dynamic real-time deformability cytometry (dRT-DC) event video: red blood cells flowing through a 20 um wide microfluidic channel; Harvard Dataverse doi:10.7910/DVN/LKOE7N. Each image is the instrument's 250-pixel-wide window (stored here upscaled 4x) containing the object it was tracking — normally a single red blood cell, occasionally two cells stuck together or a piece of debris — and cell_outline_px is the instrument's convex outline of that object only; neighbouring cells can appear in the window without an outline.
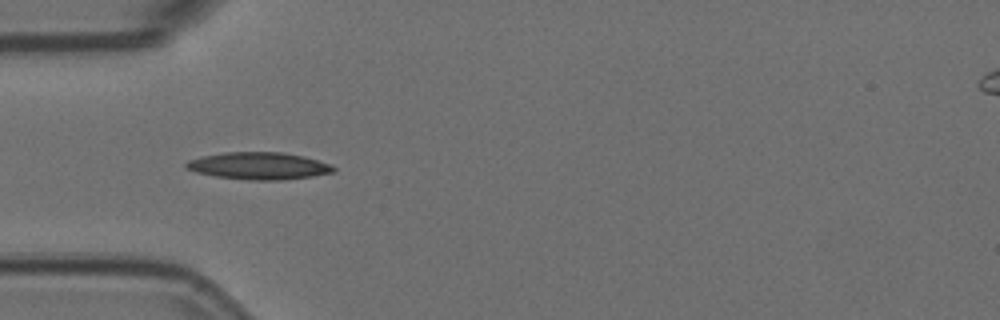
{"species": "Egyptian fruit bat (a non-hibernating species)", "species_latin": "Rousettus aegyptiacus", "temperature_condition": "room temperature", "stored_images_in_passage": 4, "camera_frame_rate_fps": 3000, "um_per_image_px": 0.085, "animal": {"sex": "female"}, "frame": {"image": 1, "passage_image": 3, "time_ms": 0.667, "image_size_px": [1000, 320], "cell_outline_px": [[336, 172], [312, 176], [280, 180], [252, 180], [216, 176], [196, 172], [184, 168], [184, 164], [188, 160], [200, 156], [224, 152], [284, 152], [304, 156], [328, 164], [336, 168]], "centroid_in_image_um": [21.96, 14.09], "position_along_channel_um": 63.0, "area_um2": 23.35}}
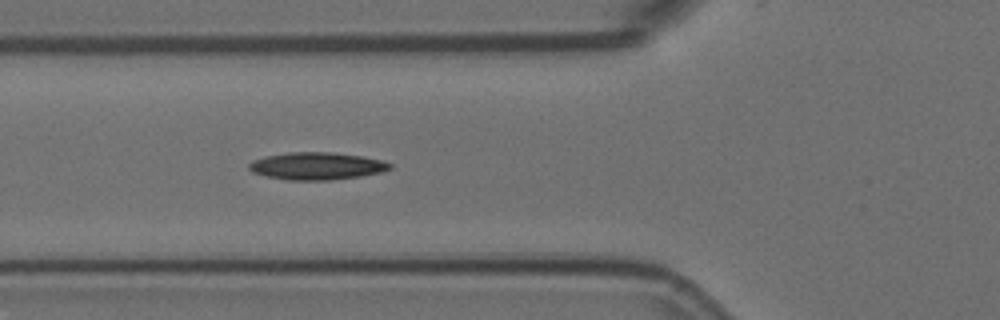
{"frame": {"image": 2, "passage_image": 4, "time_ms": 1.0, "image_size_px": [1000, 320], "cell_outline_px": [[392, 168], [380, 172], [360, 176], [332, 180], [288, 180], [268, 176], [252, 172], [248, 168], [248, 164], [252, 160], [268, 156], [288, 152], [332, 152], [364, 156], [380, 160], [392, 164]], "centroid_in_image_um": [26.92, 14.11], "position_along_channel_um": 98.9, "area_um2": 22.43}}